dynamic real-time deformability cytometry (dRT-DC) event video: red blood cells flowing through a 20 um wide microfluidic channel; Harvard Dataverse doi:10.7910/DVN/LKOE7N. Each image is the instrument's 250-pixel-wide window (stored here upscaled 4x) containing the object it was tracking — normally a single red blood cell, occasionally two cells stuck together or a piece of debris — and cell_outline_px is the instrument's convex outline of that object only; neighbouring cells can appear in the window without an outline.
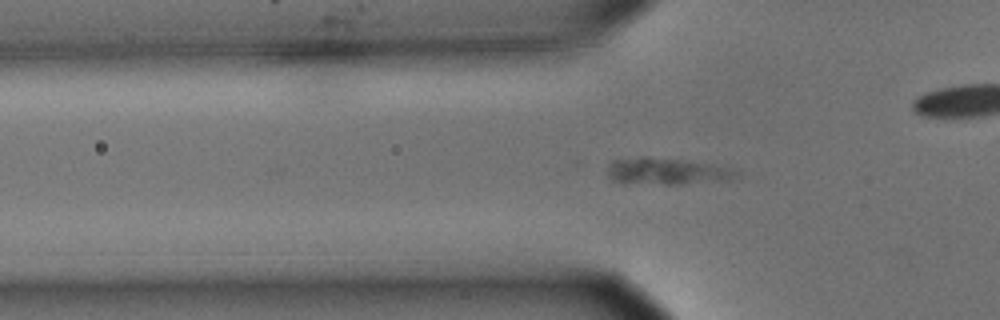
{"species": "common noctule bat (a hibernating species)", "species_latin": "Nyctalus noctula", "temperature_condition": "cold", "stored_images_in_passage": 50, "camera_frame_rate_fps": 3000, "um_per_image_px": 0.085, "animal": {"sex": "male", "body_mass_g": 15.6}, "frame": {"image": 1, "passage_image": 19, "time_ms": 6.0, "image_size_px": [1000, 320], "cell_outline_px": [[740, 176], [732, 180], [684, 184], [624, 184], [612, 180], [608, 176], [608, 164], [612, 160], [640, 156], [648, 156], [712, 164], [740, 168]], "centroid_in_image_um": [56.74, 14.57], "position_along_channel_um": 69.1, "area_um2": 20.87}}
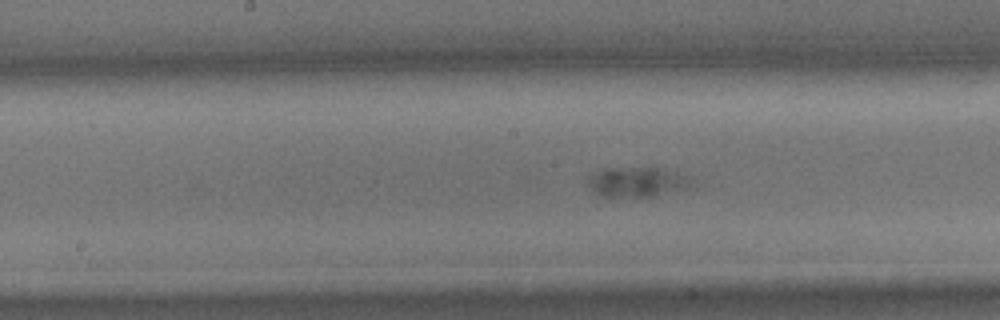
{"frame": {"image": 2, "passage_image": 30, "time_ms": 9.667, "image_size_px": [1000, 320], "cell_outline_px": [[692, 184], [684, 188], [652, 196], [604, 196], [592, 192], [588, 184], [588, 176], [592, 172], [608, 168], [656, 168], [676, 172], [692, 180]], "centroid_in_image_um": [54.05, 15.46], "position_along_channel_um": 194.1, "area_um2": 17.51}}
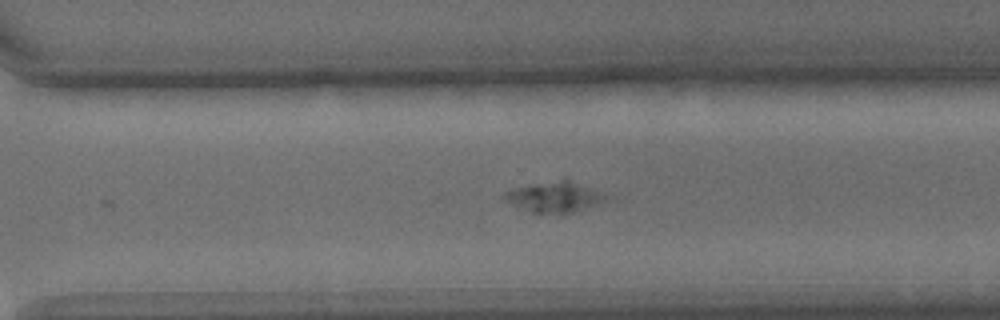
{"frame": {"image": 3, "passage_image": 41, "time_ms": 13.333, "image_size_px": [1000, 320], "cell_outline_px": [[608, 196], [604, 200], [560, 216], [532, 212], [520, 208], [500, 196], [504, 192], [532, 184], [564, 180], [572, 180], [592, 188]], "centroid_in_image_um": [47.09, 16.77], "position_along_channel_um": 323.5, "area_um2": 17.63}}